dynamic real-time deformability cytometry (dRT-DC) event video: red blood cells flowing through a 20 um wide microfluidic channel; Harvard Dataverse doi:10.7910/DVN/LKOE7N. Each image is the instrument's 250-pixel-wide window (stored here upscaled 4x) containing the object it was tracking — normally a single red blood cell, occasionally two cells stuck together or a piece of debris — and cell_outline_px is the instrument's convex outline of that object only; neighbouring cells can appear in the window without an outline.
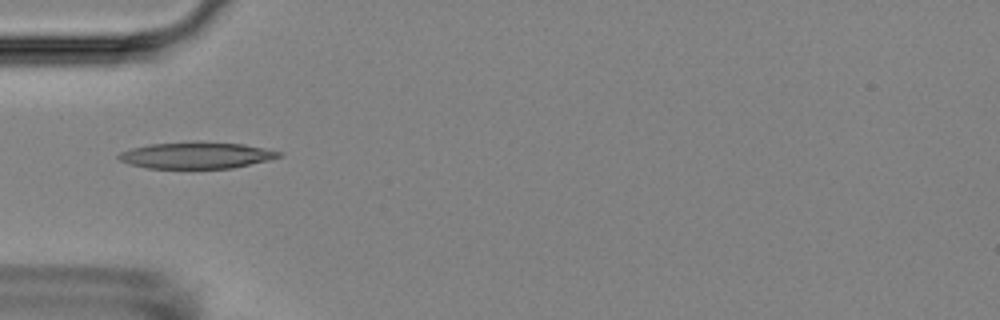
{"species": "Egyptian fruit bat (a non-hibernating species)", "species_latin": "Rousettus aegyptiacus", "temperature_condition": "room temperature", "stored_images_in_passage": 4, "camera_frame_rate_fps": 3000, "um_per_image_px": 0.085, "animal": {"sex": "female"}, "frame": {"image": 1, "passage_image": 4, "time_ms": 3.667, "image_size_px": [1000, 320], "cell_outline_px": [[280, 156], [268, 160], [232, 168], [148, 168], [128, 164], [120, 160], [116, 156], [120, 152], [132, 148], [148, 144], [192, 140], [196, 140], [244, 144], [264, 148], [280, 152]], "centroid_in_image_um": [16.64, 13.18], "position_along_channel_um": 68.4, "area_um2": 25.03}}